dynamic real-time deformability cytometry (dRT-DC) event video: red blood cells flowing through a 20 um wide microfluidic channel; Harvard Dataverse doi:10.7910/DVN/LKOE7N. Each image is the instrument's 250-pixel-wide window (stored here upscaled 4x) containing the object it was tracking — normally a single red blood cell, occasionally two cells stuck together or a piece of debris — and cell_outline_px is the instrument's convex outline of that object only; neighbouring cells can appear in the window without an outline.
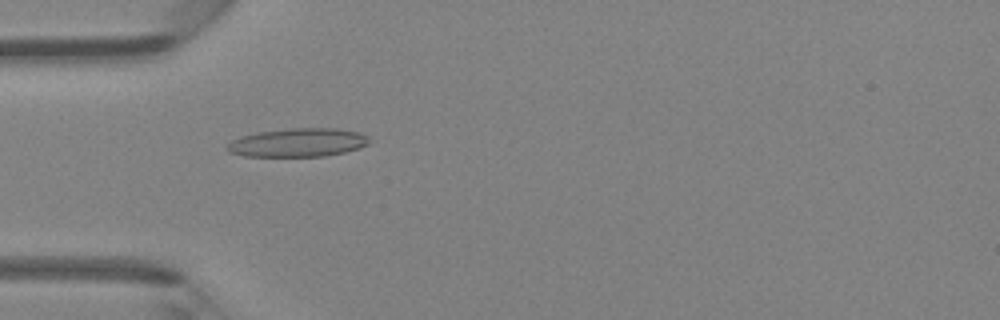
{"species": "Egyptian fruit bat (a non-hibernating species)", "species_latin": "Rousettus aegyptiacus", "temperature_condition": "room temperature", "stored_images_in_passage": 47, "camera_frame_rate_fps": 3000, "um_per_image_px": 0.085, "animal": {"sex": "female"}, "frame": {"image": 1, "passage_image": 15, "time_ms": 4.667, "image_size_px": [1000, 320], "cell_outline_px": [[368, 144], [360, 148], [344, 152], [324, 156], [244, 156], [228, 152], [224, 148], [232, 140], [240, 136], [256, 132], [292, 128], [336, 128], [360, 132], [368, 136]], "centroid_in_image_um": [25.3, 12.11], "position_along_channel_um": 59.7, "area_um2": 23.76}}
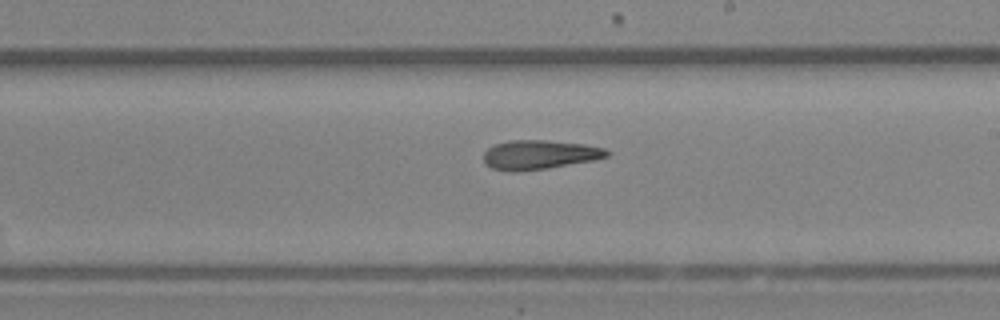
{"frame": {"image": 2, "passage_image": 28, "time_ms": 9.0, "image_size_px": [1000, 320], "cell_outline_px": [[612, 152], [608, 156], [596, 160], [544, 168], [512, 172], [492, 168], [484, 164], [484, 152], [488, 148], [496, 144], [508, 140], [548, 140], [584, 144], [604, 148]], "centroid_in_image_um": [45.86, 13.14], "position_along_channel_um": 243.1, "area_um2": 20.98}}
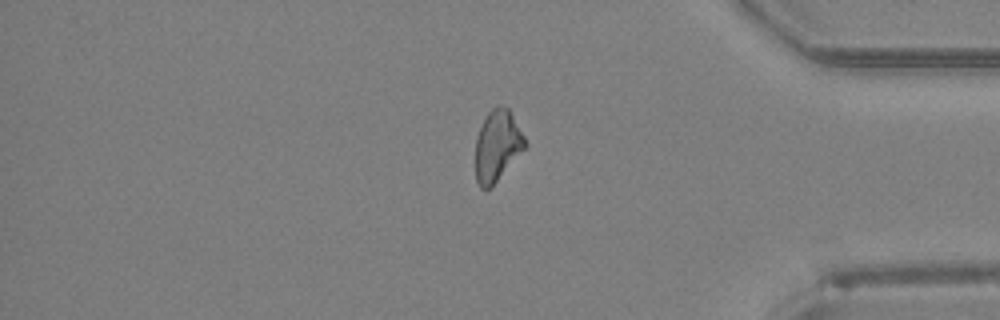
{"frame": {"image": 3, "passage_image": 40, "time_ms": 13.0, "image_size_px": [1000, 320], "cell_outline_px": [[528, 144], [496, 180], [488, 188], [480, 188], [476, 180], [476, 136], [488, 112], [496, 104], [508, 108], [524, 136]], "centroid_in_image_um": [42.26, 12.34], "position_along_channel_um": 392.9, "area_um2": 19.94}, "authors_computed_cell_mechanics": {"area_um2": 21.3282, "velocity_mm_per_s": 4.3169, "shape_relaxation_time_tau1_ms": null, "shape_relaxation_time_tau2_ms": 9.5475, "deformation_change_tau1": null, "deformation_change_tau2": 0.263}}